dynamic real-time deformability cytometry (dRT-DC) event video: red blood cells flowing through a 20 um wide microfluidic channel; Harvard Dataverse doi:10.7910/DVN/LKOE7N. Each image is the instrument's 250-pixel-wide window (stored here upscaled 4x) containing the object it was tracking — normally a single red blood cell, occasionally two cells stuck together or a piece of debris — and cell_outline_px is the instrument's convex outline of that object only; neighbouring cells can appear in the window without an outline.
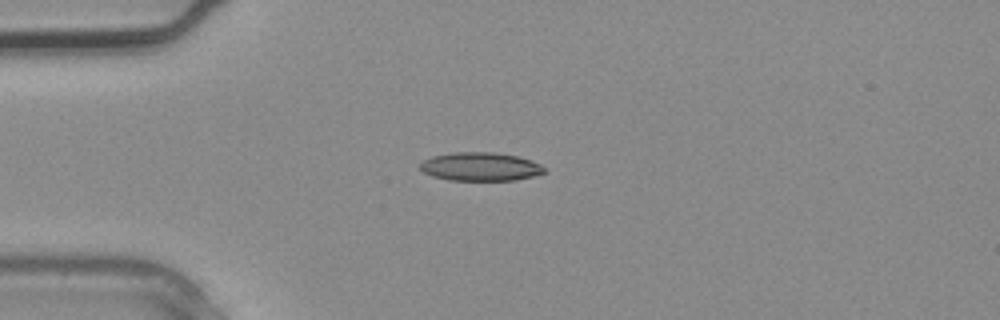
{"species": "common noctule bat (a hibernating species)", "species_latin": "Nyctalus noctula", "temperature_condition": "warm", "stored_images_in_passage": 1, "camera_frame_rate_fps": 3000, "um_per_image_px": 0.085, "animal": {"sex": "male", "body_mass_g": 20.4}, "frame": {"image": 1, "passage_image": 1, "time_ms": 0.0, "image_size_px": [1000, 320], "cell_outline_px": [[548, 172], [516, 180], [448, 180], [432, 176], [424, 172], [420, 168], [420, 164], [424, 160], [432, 156], [452, 152], [496, 152], [516, 156], [540, 164]], "centroid_in_image_um": [40.82, 14.16], "position_along_channel_um": 44.2, "area_um2": 20.58}}